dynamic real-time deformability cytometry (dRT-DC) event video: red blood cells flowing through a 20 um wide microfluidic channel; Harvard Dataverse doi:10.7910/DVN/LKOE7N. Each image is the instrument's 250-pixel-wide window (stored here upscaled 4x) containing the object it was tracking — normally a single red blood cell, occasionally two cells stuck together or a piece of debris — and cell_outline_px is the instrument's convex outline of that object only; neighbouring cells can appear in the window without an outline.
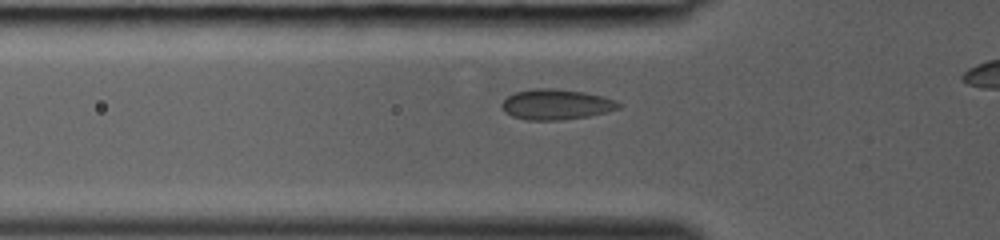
{"species": "common noctule bat (a hibernating species)", "species_latin": "Nyctalus noctula", "temperature_condition": "room temperature", "stored_images_in_passage": 27, "camera_frame_rate_fps": 3000, "um_per_image_px": 0.085, "animal": {"sex": "female", "body_mass_g": 19.0, "forearm_length_mm": 53.3}, "frame": {"image": 1, "passage_image": 6, "time_ms": 1.667, "image_size_px": [1000, 240], "cell_outline_px": [[624, 104], [620, 108], [608, 112], [588, 116], [560, 120], [524, 120], [512, 116], [504, 112], [500, 108], [500, 104], [508, 96], [516, 92], [532, 88], [556, 88], [584, 92], [616, 100]], "centroid_in_image_um": [47.27, 8.88], "position_along_channel_um": 78.5, "area_um2": 20.98}}
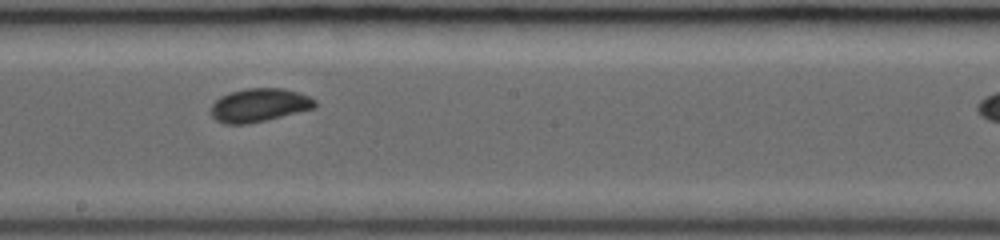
{"frame": {"image": 2, "passage_image": 15, "time_ms": 4.667, "image_size_px": [1000, 240], "cell_outline_px": [[316, 108], [248, 124], [224, 124], [216, 120], [212, 116], [212, 104], [220, 96], [228, 92], [248, 88], [284, 88], [300, 92], [316, 100]], "centroid_in_image_um": [22.05, 8.93], "position_along_channel_um": 226.2, "area_um2": 20.35}}
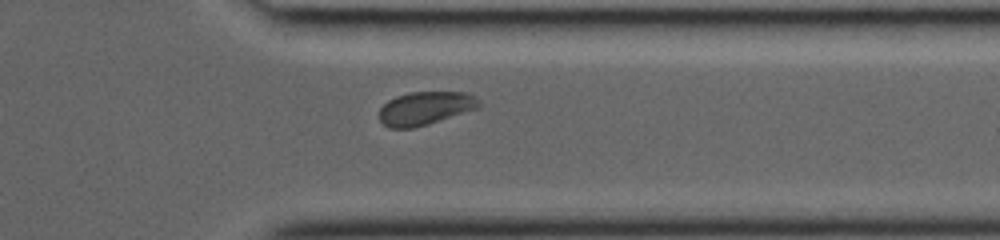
{"frame": {"image": 3, "passage_image": 24, "time_ms": 7.667, "image_size_px": [1000, 240], "cell_outline_px": [[480, 108], [428, 124], [412, 128], [388, 128], [380, 120], [380, 108], [388, 100], [396, 96], [412, 92], [468, 92], [480, 100]], "centroid_in_image_um": [36.18, 9.2], "position_along_channel_um": 375.2, "area_um2": 19.42}}